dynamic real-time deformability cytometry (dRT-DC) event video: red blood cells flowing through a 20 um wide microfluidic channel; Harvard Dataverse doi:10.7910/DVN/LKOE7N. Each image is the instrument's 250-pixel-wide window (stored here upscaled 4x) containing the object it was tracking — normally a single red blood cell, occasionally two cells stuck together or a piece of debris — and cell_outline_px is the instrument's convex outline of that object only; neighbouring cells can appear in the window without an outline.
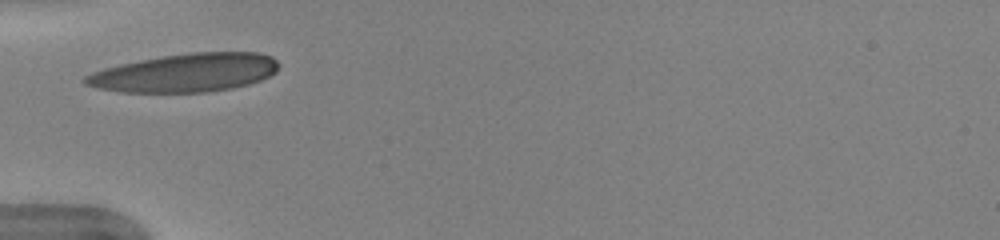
{"species": "human", "species_latin": "Homo sapiens", "temperature_condition": "warm", "stored_images_in_passage": 27, "camera_frame_rate_fps": 3000, "um_per_image_px": 0.085, "donor": {"sex": "female"}, "frame": {"image": 1, "passage_image": 1, "time_ms": 0.0, "image_size_px": [1000, 240], "cell_outline_px": [[280, 64], [276, 72], [260, 80], [248, 84], [232, 88], [208, 92], [120, 92], [96, 88], [84, 84], [80, 80], [84, 76], [92, 72], [104, 68], [120, 64], [140, 60], [164, 56], [192, 52], [260, 52], [272, 56]], "centroid_in_image_um": [15.74, 6.19], "position_along_channel_um": 69.3, "area_um2": 43.47}}
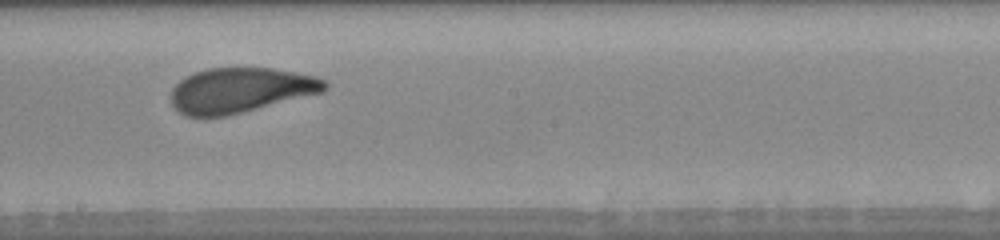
{"frame": {"image": 2, "passage_image": 13, "time_ms": 4.0, "image_size_px": [1000, 240], "cell_outline_px": [[328, 88], [320, 92], [224, 116], [184, 116], [172, 104], [172, 88], [184, 76], [208, 68], [272, 68], [296, 72], [316, 76], [324, 80], [328, 84]], "centroid_in_image_um": [20.4, 7.65], "position_along_channel_um": 227.8, "area_um2": 39.65}}
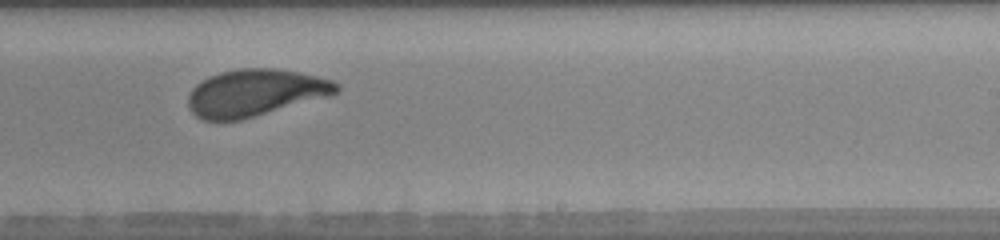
{"frame": {"image": 3, "passage_image": 16, "time_ms": 5.0, "image_size_px": [1000, 240], "cell_outline_px": [[340, 88], [332, 96], [240, 120], [200, 120], [192, 112], [188, 104], [188, 96], [192, 88], [200, 80], [208, 76], [220, 72], [236, 68], [276, 68], [300, 72], [332, 80], [340, 84]], "centroid_in_image_um": [21.7, 7.88], "position_along_channel_um": 267.3, "area_um2": 40.98}, "authors_computed_cell_mechanics": {"area_um2": 41.1536, "velocity_mm_per_s": 3.9718, "shape_relaxation_time_tau1_ms": 2.8126, "shape_relaxation_time_tau2_ms": 1.1555, "deformation_change_tau1": 0.1465, "deformation_change_tau2": 0.0845}}